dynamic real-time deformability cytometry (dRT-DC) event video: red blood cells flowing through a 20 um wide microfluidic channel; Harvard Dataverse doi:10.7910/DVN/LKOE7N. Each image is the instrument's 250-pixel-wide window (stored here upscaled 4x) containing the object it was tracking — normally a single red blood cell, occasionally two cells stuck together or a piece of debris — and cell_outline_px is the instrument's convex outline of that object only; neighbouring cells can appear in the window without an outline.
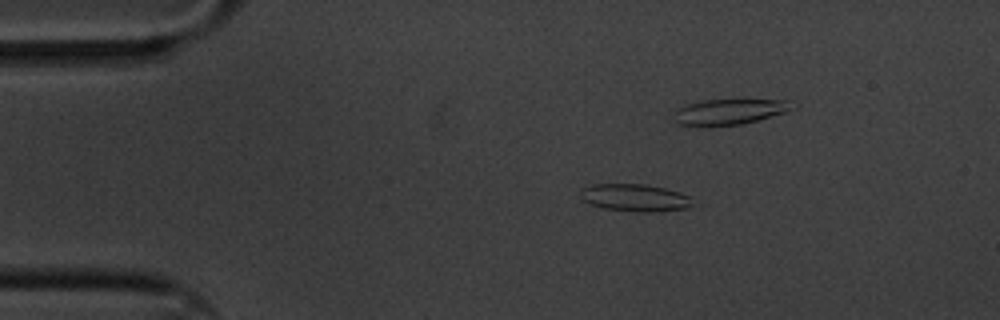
{"species": "common noctule bat (a hibernating species)", "species_latin": "Nyctalus noctula", "temperature_condition": "cold", "stored_images_in_passage": 6, "camera_frame_rate_fps": 3000, "um_per_image_px": 0.085, "animal": {"sex": "male", "body_mass_g": 20.1, "forearm_length_mm": 53.5}, "frame": {"image": 1, "passage_image": 3, "time_ms": 0.667, "image_size_px": [1000, 320], "cell_outline_px": [[692, 204], [688, 208], [660, 212], [636, 212], [604, 208], [592, 204], [584, 200], [580, 196], [580, 188], [592, 184], [644, 184], [664, 188], [680, 192], [692, 196]], "centroid_in_image_um": [54.0, 16.8], "position_along_channel_um": 31.0, "area_um2": 18.09}}